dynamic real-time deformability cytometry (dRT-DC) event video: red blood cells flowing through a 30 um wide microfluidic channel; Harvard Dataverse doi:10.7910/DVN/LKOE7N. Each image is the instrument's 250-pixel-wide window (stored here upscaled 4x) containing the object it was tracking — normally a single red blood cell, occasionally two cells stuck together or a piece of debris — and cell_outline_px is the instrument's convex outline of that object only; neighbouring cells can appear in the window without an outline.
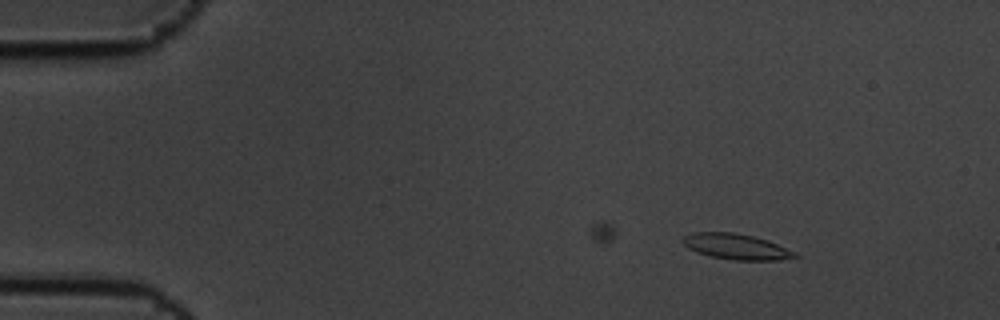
{"species": "common noctule bat (a hibernating species)", "species_latin": "Nyctalus noctula", "temperature_condition": "cold", "stored_images_in_passage": 4, "camera_frame_rate_fps": 3000, "um_per_image_px": 0.085, "animal": {"sex": "male", "body_mass_g": 19.5, "forearm_length_mm": 54.6}, "frame": {"image": 1, "passage_image": 2, "time_ms": 0.333, "image_size_px": [1000, 320], "cell_outline_px": [[800, 256], [780, 260], [732, 260], [712, 256], [696, 252], [688, 248], [680, 240], [684, 236], [692, 232], [736, 232], [768, 240], [796, 252]], "centroid_in_image_um": [62.57, 20.95], "position_along_channel_um": 22.4, "area_um2": 16.82}}
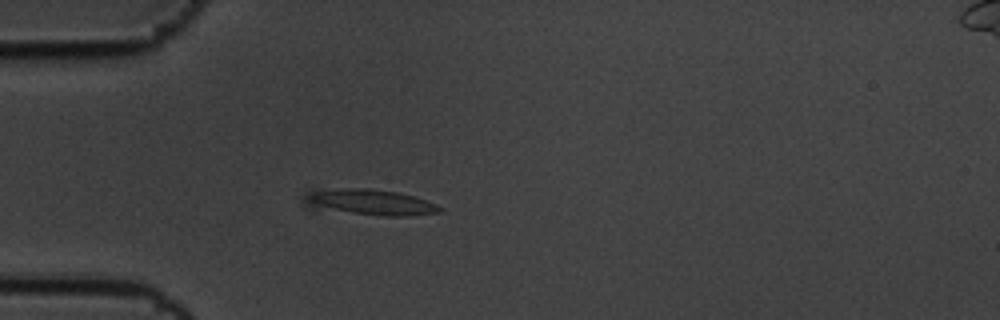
{"frame": {"image": 2, "passage_image": 4, "time_ms": 1.0, "image_size_px": [1000, 320], "cell_outline_px": [[444, 208], [440, 212], [408, 216], [384, 216], [312, 212], [304, 208], [300, 204], [300, 196], [304, 192], [320, 188], [368, 188], [396, 192], [412, 196], [424, 200]], "centroid_in_image_um": [31.06, 17.21], "position_along_channel_um": 53.9, "area_um2": 22.14}}